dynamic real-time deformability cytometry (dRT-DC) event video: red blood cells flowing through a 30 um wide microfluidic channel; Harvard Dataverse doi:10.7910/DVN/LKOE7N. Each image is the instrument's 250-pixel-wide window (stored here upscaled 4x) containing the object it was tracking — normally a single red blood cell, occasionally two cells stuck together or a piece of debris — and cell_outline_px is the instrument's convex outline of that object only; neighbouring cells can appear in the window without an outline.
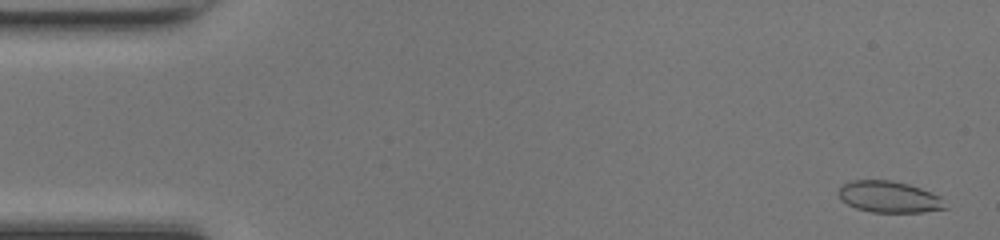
{"species": "common noctule bat (a hibernating species)", "species_latin": "Nyctalus noctula", "temperature_condition": "room temperature", "stored_images_in_passage": 49, "camera_frame_rate_fps": 3000, "um_per_image_px": 0.085, "animal": {"sex": "female", "body_mass_g": 17.0, "forearm_length_mm": 48.0}, "frame": {"image": 1, "passage_image": 2, "time_ms": 0.333, "image_size_px": [1000, 240], "cell_outline_px": [[948, 208], [924, 212], [872, 212], [856, 208], [840, 200], [840, 188], [844, 184], [852, 180], [892, 180], [908, 184], [920, 188], [940, 196]], "centroid_in_image_um": [75.59, 16.74], "position_along_channel_um": 9.4, "area_um2": 19.42}}
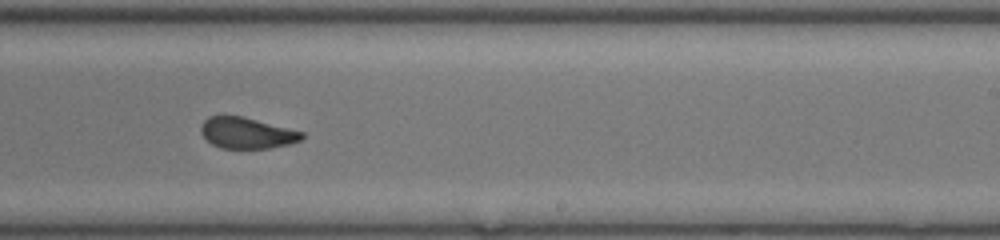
{"frame": {"image": 2, "passage_image": 30, "time_ms": 9.667, "image_size_px": [1000, 240], "cell_outline_px": [[304, 136], [300, 140], [288, 144], [268, 148], [220, 148], [212, 144], [200, 132], [200, 124], [208, 116], [244, 116], [304, 132]], "centroid_in_image_um": [20.96, 11.29], "position_along_channel_um": 268.0, "area_um2": 18.26}}
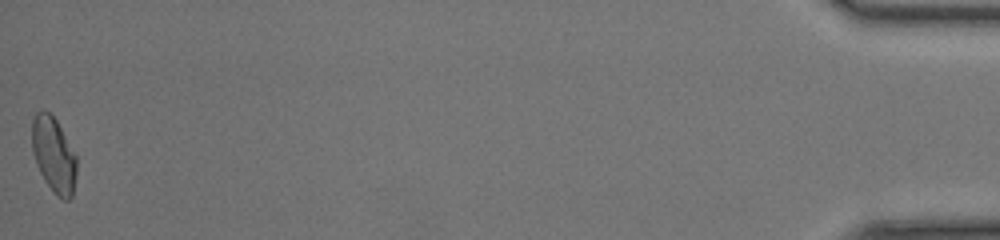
{"frame": {"image": 3, "passage_image": 49, "time_ms": 16.0, "image_size_px": [1000, 240], "cell_outline_px": [[76, 176], [72, 196], [68, 200], [64, 200], [56, 196], [44, 180], [36, 164], [32, 152], [32, 120], [36, 112], [48, 112], [56, 120], [76, 156]], "centroid_in_image_um": [4.56, 13.2], "position_along_channel_um": 430.6, "area_um2": 19.42}, "authors_computed_cell_mechanics": {"area_um2": 19.652, "velocity_mm_per_s": 4.2478, "shape_relaxation_time_tau1_ms": 4.414, "shape_relaxation_time_tau2_ms": 0.7551, "deformation_change_tau1": 0.121, "deformation_change_tau2": 0.0584}}